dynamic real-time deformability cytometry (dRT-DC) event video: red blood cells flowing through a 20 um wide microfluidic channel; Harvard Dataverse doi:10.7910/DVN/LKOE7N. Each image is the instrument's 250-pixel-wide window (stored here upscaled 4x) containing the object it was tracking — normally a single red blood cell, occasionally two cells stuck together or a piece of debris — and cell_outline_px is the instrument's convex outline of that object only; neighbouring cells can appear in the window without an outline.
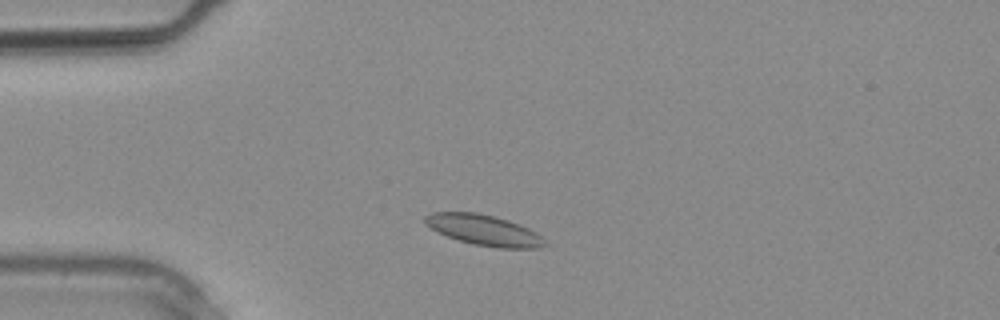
{"species": "common noctule bat (a hibernating species)", "species_latin": "Nyctalus noctula", "temperature_condition": "warm", "stored_images_in_passage": 11, "camera_frame_rate_fps": 3000, "um_per_image_px": 0.085, "animal": {"sex": "male", "body_mass_g": 20.4}, "frame": {"image": 1, "passage_image": 4, "time_ms": 1.0, "image_size_px": [1000, 320], "cell_outline_px": [[548, 244], [544, 248], [496, 248], [472, 244], [448, 236], [432, 228], [424, 220], [424, 216], [432, 212], [476, 212], [508, 220], [520, 224], [536, 232]], "centroid_in_image_um": [41.19, 19.57], "position_along_channel_um": 43.8, "area_um2": 21.21}}